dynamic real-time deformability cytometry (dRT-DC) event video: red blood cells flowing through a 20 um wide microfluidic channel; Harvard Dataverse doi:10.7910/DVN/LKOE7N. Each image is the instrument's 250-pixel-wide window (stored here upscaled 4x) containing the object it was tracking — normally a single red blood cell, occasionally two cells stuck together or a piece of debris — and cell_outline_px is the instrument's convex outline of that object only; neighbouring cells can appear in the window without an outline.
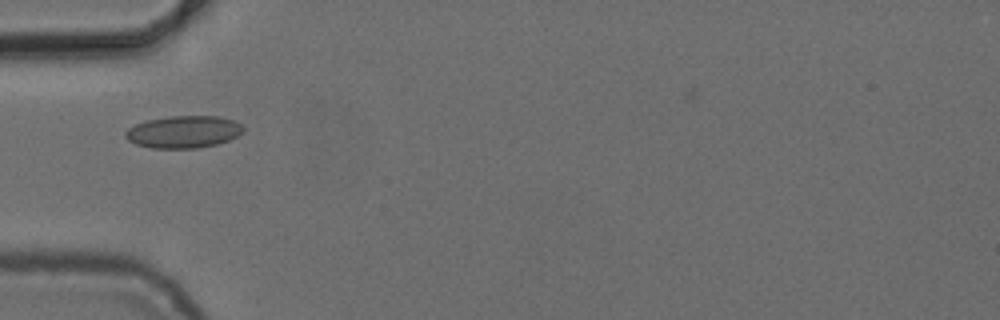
{"species": "common noctule bat (a hibernating species)", "species_latin": "Nyctalus noctula", "temperature_condition": "cold", "stored_images_in_passage": 4, "camera_frame_rate_fps": 3000, "um_per_image_px": 0.085, "animal": {"sex": "female", "body_mass_g": 24.6, "forearm_length_mm": 56.2}, "frame": {"image": 1, "passage_image": 1, "time_ms": 0.0, "image_size_px": [1000, 320], "cell_outline_px": [[244, 132], [228, 140], [216, 144], [196, 148], [152, 148], [136, 144], [128, 140], [124, 136], [124, 132], [128, 128], [136, 124], [148, 120], [172, 116], [220, 116], [236, 120], [244, 128]], "centroid_in_image_um": [15.61, 11.2], "position_along_channel_um": 69.4, "area_um2": 22.14}}
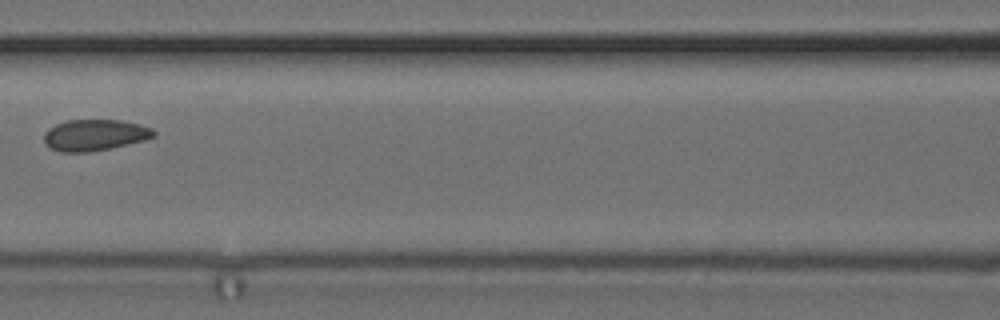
{"frame": {"image": 2, "passage_image": 3, "time_ms": 2.333, "image_size_px": [1000, 320], "cell_outline_px": [[156, 136], [144, 140], [128, 144], [92, 152], [60, 152], [48, 148], [44, 140], [44, 132], [48, 128], [56, 124], [68, 120], [120, 120], [140, 124], [152, 128], [156, 132]], "centroid_in_image_um": [8.04, 11.48], "position_along_channel_um": 158.6, "area_um2": 20.17}}
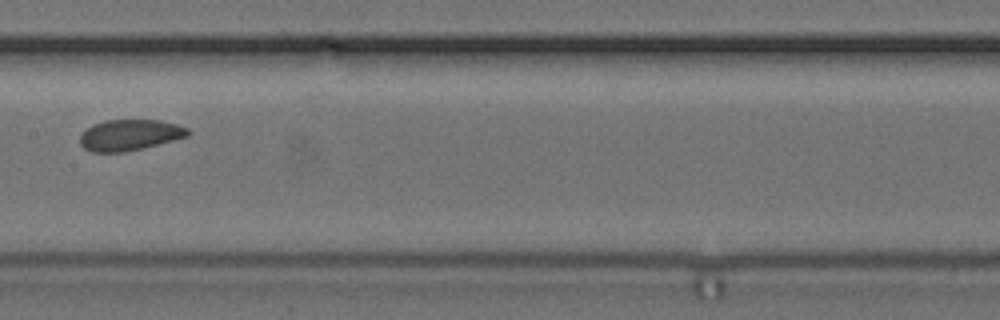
{"frame": {"image": 3, "passage_image": 4, "time_ms": 3.333, "image_size_px": [1000, 320], "cell_outline_px": [[192, 132], [188, 136], [144, 148], [124, 152], [92, 152], [84, 148], [80, 144], [80, 136], [92, 124], [104, 120], [160, 120], [176, 124], [188, 128]], "centroid_in_image_um": [11.04, 11.47], "position_along_channel_um": 196.4, "area_um2": 19.54}}